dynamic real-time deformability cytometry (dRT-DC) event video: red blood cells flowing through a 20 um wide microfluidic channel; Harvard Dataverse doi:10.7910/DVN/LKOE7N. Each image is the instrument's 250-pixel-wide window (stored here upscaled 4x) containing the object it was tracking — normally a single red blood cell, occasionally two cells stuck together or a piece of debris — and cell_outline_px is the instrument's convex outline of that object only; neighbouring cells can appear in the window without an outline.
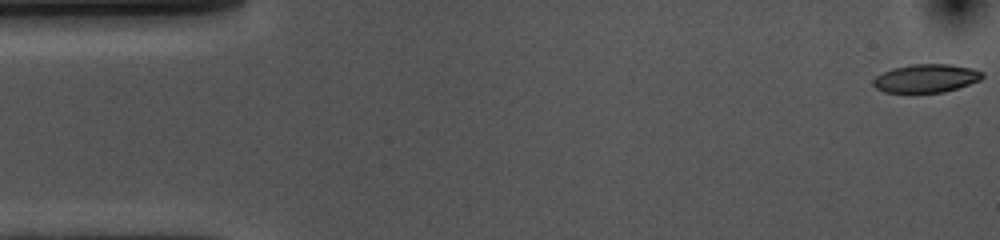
{"species": "common noctule bat (a hibernating species)", "species_latin": "Nyctalus noctula", "temperature_condition": "cold", "stored_images_in_passage": 55, "camera_frame_rate_fps": 3000, "um_per_image_px": 0.085, "animal": {"sex": "female", "body_mass_g": 10.0, "forearm_length_mm": 53.1}, "frame": {"image": 1, "passage_image": 1, "time_ms": 0.0, "image_size_px": [1000, 240], "cell_outline_px": [[984, 76], [980, 80], [944, 92], [884, 92], [876, 88], [872, 84], [872, 80], [876, 76], [892, 68], [912, 64], [948, 64], [972, 68], [984, 72]], "centroid_in_image_um": [78.71, 6.65], "position_along_channel_um": 6.3, "area_um2": 17.92}}
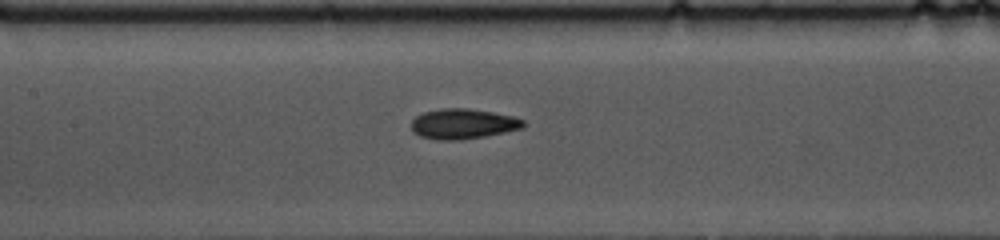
{"frame": {"image": 2, "passage_image": 24, "time_ms": 7.667, "image_size_px": [1000, 240], "cell_outline_px": [[524, 128], [484, 136], [460, 140], [436, 140], [420, 136], [412, 132], [412, 120], [416, 116], [424, 112], [440, 108], [468, 108], [492, 112], [512, 116], [524, 120]], "centroid_in_image_um": [39.33, 10.53], "position_along_channel_um": 168.1, "area_um2": 19.71}}
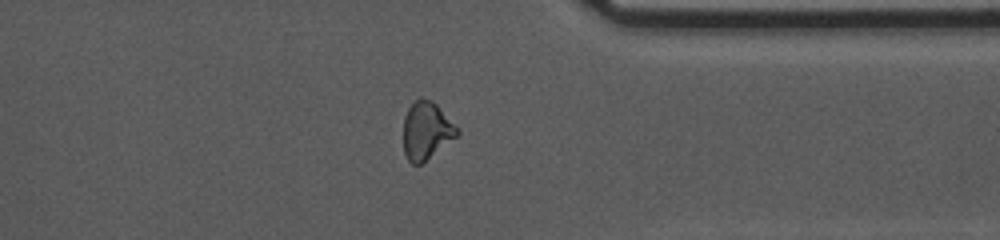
{"frame": {"image": 3, "passage_image": 42, "time_ms": 13.667, "image_size_px": [1000, 240], "cell_outline_px": [[460, 132], [456, 136], [420, 164], [412, 164], [408, 160], [404, 152], [404, 116], [408, 108], [420, 96], [432, 100], [460, 128]], "centroid_in_image_um": [36.25, 11.06], "position_along_channel_um": 375.2, "area_um2": 17.92}, "authors_computed_cell_mechanics": {"area_um2": 18.9006, "velocity_mm_per_s": 3.6043, "shape_relaxation_time_tau1_ms": 3.9717, "shape_relaxation_time_tau2_ms": 2.5549, "deformation_change_tau1": 0.1288, "deformation_change_tau2": 0.0891}}